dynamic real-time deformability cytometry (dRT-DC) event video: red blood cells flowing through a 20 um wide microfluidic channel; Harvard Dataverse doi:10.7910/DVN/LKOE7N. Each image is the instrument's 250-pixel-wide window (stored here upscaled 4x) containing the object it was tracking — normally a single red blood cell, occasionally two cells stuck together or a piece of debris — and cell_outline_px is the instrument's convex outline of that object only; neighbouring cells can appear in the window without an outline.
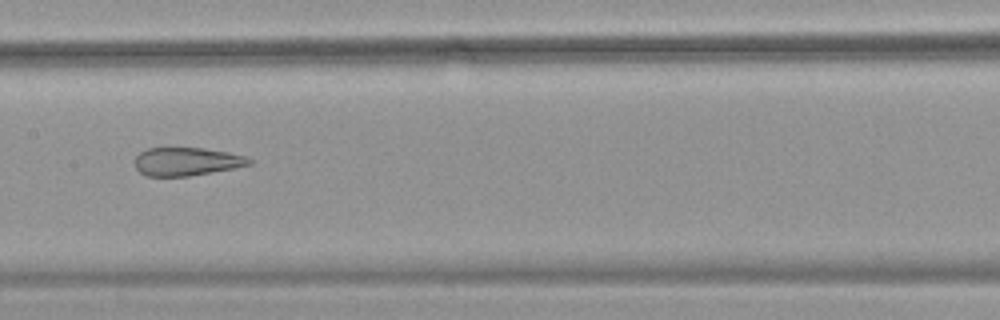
{"species": "common noctule bat (a hibernating species)", "species_latin": "Nyctalus noctula", "temperature_condition": "warm", "stored_images_in_passage": 53, "segment_of_instrument_passage": [2, 2], "camera_frame_rate_fps": 3000, "um_per_image_px": 0.085, "animal": {"sex": "female", "body_mass_g": 18.4}, "frame": {"image": 1, "passage_image": 27, "time_ms": 8.667, "image_size_px": [1000, 320], "cell_outline_px": [[252, 164], [232, 168], [188, 176], [148, 176], [140, 172], [136, 168], [136, 156], [140, 152], [148, 148], [204, 148], [228, 152], [248, 156], [252, 160]], "centroid_in_image_um": [15.88, 13.72], "position_along_channel_um": 191.5, "area_um2": 18.67}}
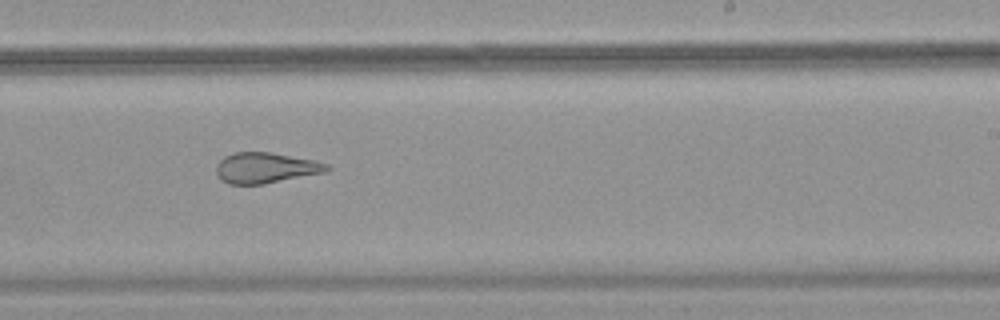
{"frame": {"image": 2, "passage_image": 33, "time_ms": 10.667, "image_size_px": [1000, 320], "cell_outline_px": [[332, 168], [324, 172], [264, 184], [228, 184], [220, 180], [216, 172], [216, 164], [224, 156], [236, 152], [268, 152], [312, 160], [328, 164]], "centroid_in_image_um": [22.53, 14.27], "position_along_channel_um": 266.5, "area_um2": 19.59}}
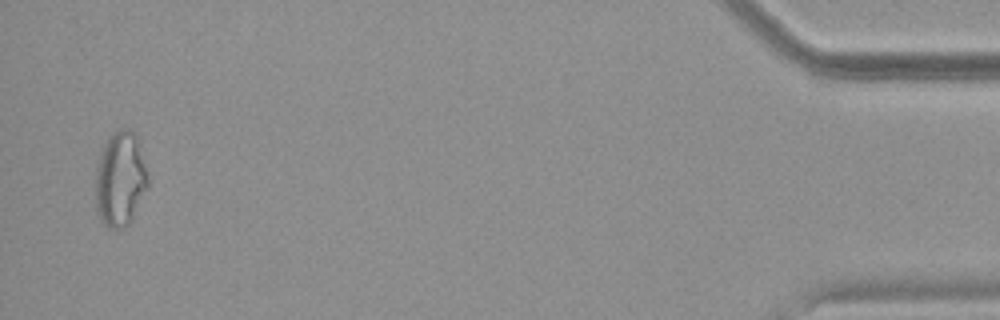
{"frame": {"image": 3, "passage_image": 52, "time_ms": 17.0, "image_size_px": [1000, 320], "cell_outline_px": [[148, 184], [128, 224], [124, 228], [108, 228], [100, 220], [96, 208], [96, 168], [100, 152], [108, 136], [112, 132], [120, 128], [128, 128], [136, 136], [140, 144], [148, 180]], "centroid_in_image_um": [10.19, 15.18], "position_along_channel_um": 425.0, "area_um2": 28.73}}